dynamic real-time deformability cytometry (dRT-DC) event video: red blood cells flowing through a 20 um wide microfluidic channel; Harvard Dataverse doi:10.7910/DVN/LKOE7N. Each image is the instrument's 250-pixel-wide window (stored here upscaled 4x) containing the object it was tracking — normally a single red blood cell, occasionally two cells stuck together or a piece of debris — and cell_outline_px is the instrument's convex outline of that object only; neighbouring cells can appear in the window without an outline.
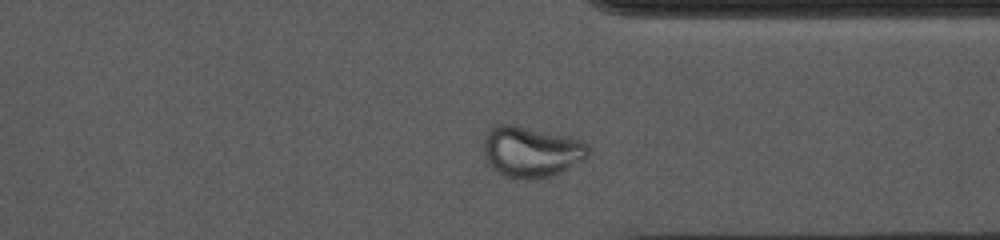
{"species": "common noctule bat (a hibernating species)", "species_latin": "Nyctalus noctula", "temperature_condition": "cold", "stored_images_in_passage": 51, "camera_frame_rate_fps": 3000, "um_per_image_px": 0.085, "animal": {"sex": "female", "body_mass_g": 10.0, "forearm_length_mm": 53.1}, "frame": {"image": 1, "passage_image": 38, "time_ms": 12.333, "image_size_px": [1000, 240], "cell_outline_px": [[588, 156], [584, 160], [560, 172], [548, 176], [528, 180], [524, 180], [504, 176], [488, 160], [484, 152], [484, 136], [488, 128], [496, 124], [508, 124], [580, 140], [588, 144]], "centroid_in_image_um": [45.14, 12.9], "position_along_channel_um": 366.3, "area_um2": 30.29}}
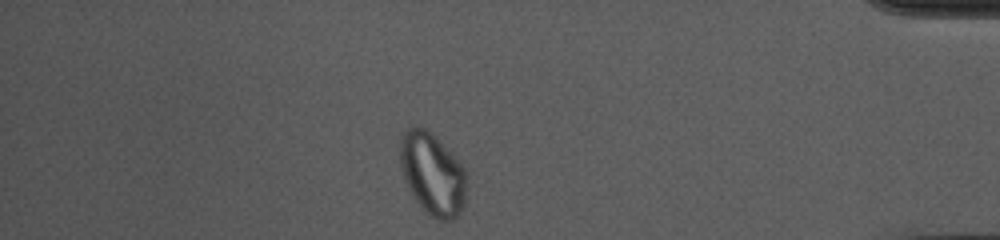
{"frame": {"image": 2, "passage_image": 44, "time_ms": 14.333, "image_size_px": [1000, 240], "cell_outline_px": [[468, 180], [464, 208], [452, 220], [440, 220], [432, 216], [412, 196], [404, 180], [400, 168], [400, 132], [408, 128], [424, 128], [464, 168]], "centroid_in_image_um": [36.75, 14.82], "position_along_channel_um": 398.5, "area_um2": 31.39}}